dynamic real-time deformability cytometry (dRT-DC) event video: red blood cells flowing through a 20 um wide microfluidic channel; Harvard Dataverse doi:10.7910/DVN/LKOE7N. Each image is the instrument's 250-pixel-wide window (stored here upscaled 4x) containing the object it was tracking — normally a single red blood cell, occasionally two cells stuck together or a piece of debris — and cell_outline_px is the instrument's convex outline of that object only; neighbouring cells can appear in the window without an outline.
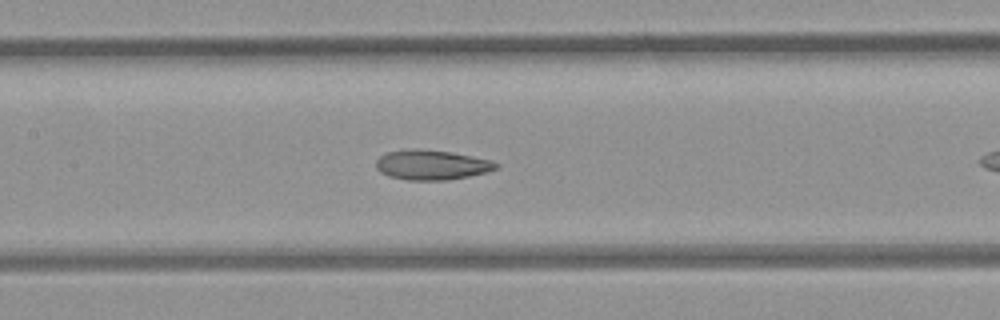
{"species": "common noctule bat (a hibernating species)", "species_latin": "Nyctalus noctula", "temperature_condition": "room temperature", "stored_images_in_passage": 16, "camera_frame_rate_fps": 3000, "um_per_image_px": 0.085, "animal": {"sex": "female", "body_mass_g": 21.9}, "frame": {"image": 1, "passage_image": 12, "time_ms": 3.667, "image_size_px": [1000, 320], "cell_outline_px": [[500, 164], [496, 168], [484, 172], [468, 176], [448, 180], [408, 180], [388, 176], [380, 172], [376, 168], [376, 160], [380, 156], [388, 152], [408, 148], [416, 148], [448, 152], [492, 160]], "centroid_in_image_um": [36.64, 14.01], "position_along_channel_um": 170.8, "area_um2": 20.75}}